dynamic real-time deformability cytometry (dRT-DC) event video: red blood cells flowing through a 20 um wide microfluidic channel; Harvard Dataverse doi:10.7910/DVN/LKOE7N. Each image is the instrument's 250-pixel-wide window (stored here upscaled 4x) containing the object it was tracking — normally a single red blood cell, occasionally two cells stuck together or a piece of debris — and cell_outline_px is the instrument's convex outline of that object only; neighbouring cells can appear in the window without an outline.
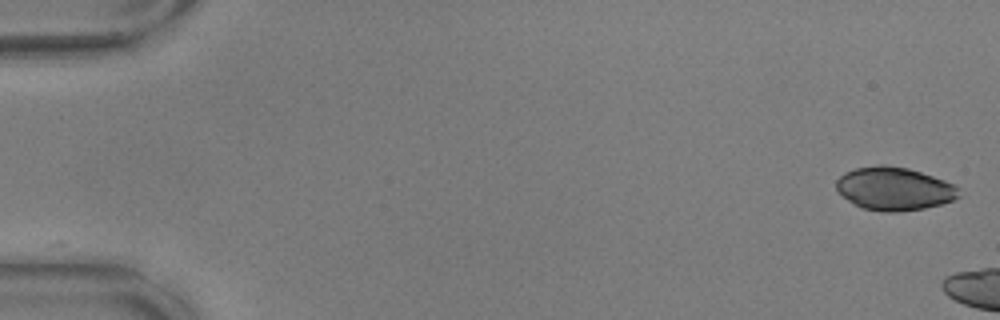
{"species": "common noctule bat (a hibernating species)", "species_latin": "Nyctalus noctula", "temperature_condition": "warm", "stored_images_in_passage": 6, "camera_frame_rate_fps": 3000, "um_per_image_px": 0.085, "animal": {"sex": "male", "body_mass_g": 17.9, "forearm_length_mm": 54.2}, "frame": {"image": 1, "passage_image": 1, "time_ms": 0.0, "image_size_px": [1000, 320], "cell_outline_px": [[960, 196], [952, 200], [940, 204], [924, 208], [900, 212], [884, 212], [864, 208], [848, 200], [836, 188], [836, 180], [844, 172], [856, 168], [876, 164], [884, 164], [908, 168], [944, 180], [960, 188]], "centroid_in_image_um": [76.01, 16.03], "position_along_channel_um": 9.0, "area_um2": 30.75}}